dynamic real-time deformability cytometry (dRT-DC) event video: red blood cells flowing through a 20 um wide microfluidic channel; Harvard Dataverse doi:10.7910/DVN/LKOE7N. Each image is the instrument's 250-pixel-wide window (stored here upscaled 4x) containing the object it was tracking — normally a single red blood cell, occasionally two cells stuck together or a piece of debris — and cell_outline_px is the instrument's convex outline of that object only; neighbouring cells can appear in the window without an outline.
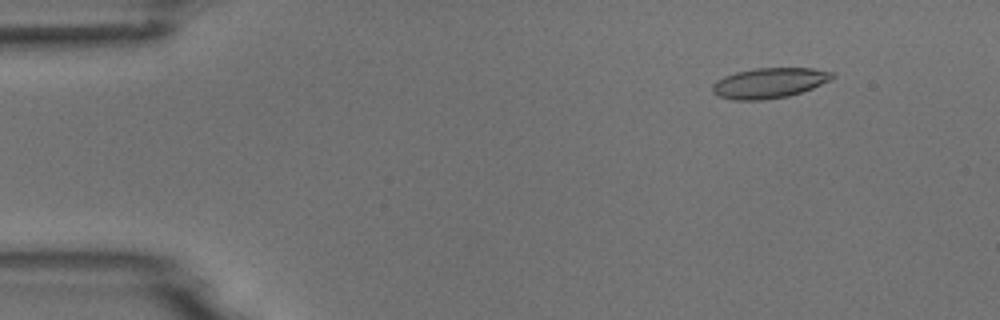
{"species": "common noctule bat (a hibernating species)", "species_latin": "Nyctalus noctula", "temperature_condition": "room temperature", "stored_images_in_passage": 4, "camera_frame_rate_fps": 3000, "um_per_image_px": 0.085, "animal": {"sex": "male", "body_mass_g": 18.8}, "frame": {"image": 1, "passage_image": 2, "time_ms": 1.333, "image_size_px": [1000, 320], "cell_outline_px": [[836, 76], [832, 80], [812, 88], [788, 96], [760, 100], [732, 100], [720, 96], [712, 92], [712, 84], [716, 80], [724, 76], [736, 72], [756, 68], [812, 68], [836, 72]], "centroid_in_image_um": [65.42, 7.04], "position_along_channel_um": 19.6, "area_um2": 21.27}}